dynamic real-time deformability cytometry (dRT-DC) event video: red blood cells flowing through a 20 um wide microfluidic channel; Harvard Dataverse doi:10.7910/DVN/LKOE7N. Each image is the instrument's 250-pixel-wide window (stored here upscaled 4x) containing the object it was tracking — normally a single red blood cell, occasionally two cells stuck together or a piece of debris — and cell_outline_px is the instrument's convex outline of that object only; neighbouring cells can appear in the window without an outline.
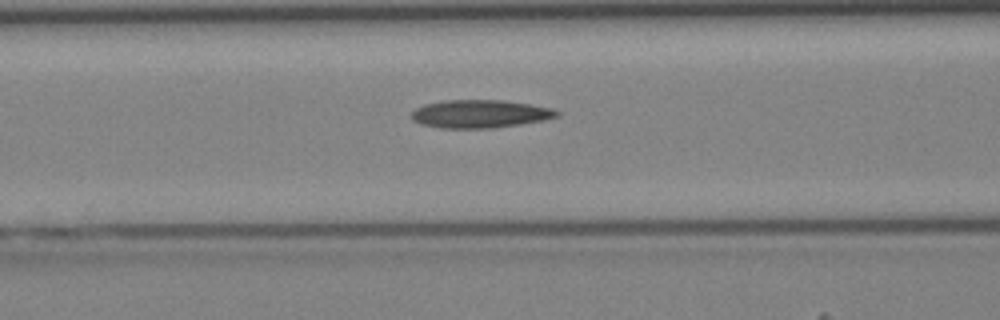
{"species": "Egyptian fruit bat (a non-hibernating species)", "species_latin": "Rousettus aegyptiacus", "temperature_condition": "cold", "stored_images_in_passage": 42, "camera_frame_rate_fps": 3000, "um_per_image_px": 0.085, "animal": {"sex": "female"}, "frame": {"image": 1, "passage_image": 17, "time_ms": 5.333, "image_size_px": [1000, 320], "cell_outline_px": [[560, 116], [544, 120], [520, 124], [492, 128], [440, 128], [420, 124], [412, 120], [412, 112], [416, 108], [424, 104], [440, 100], [504, 100], [552, 108], [560, 112]], "centroid_in_image_um": [40.78, 9.68], "position_along_channel_um": 125.8, "area_um2": 23.87}}
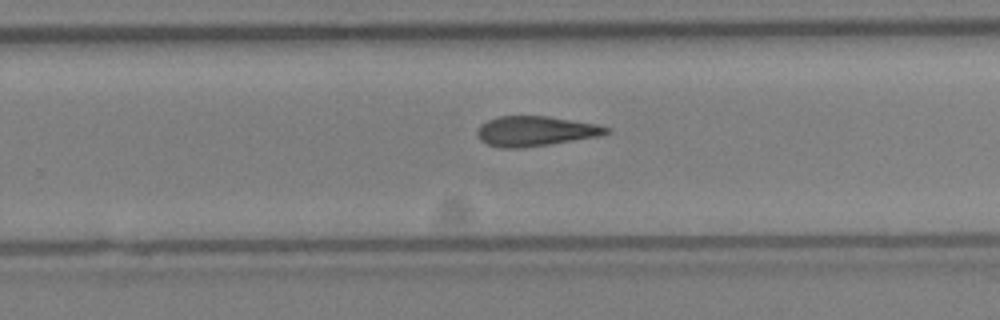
{"frame": {"image": 2, "passage_image": 27, "time_ms": 8.667, "image_size_px": [1000, 320], "cell_outline_px": [[612, 128], [608, 132], [600, 136], [524, 148], [500, 148], [488, 144], [480, 140], [476, 132], [480, 124], [496, 116], [548, 116], [600, 124]], "centroid_in_image_um": [45.52, 11.14], "position_along_channel_um": 284.3, "area_um2": 22.77}}
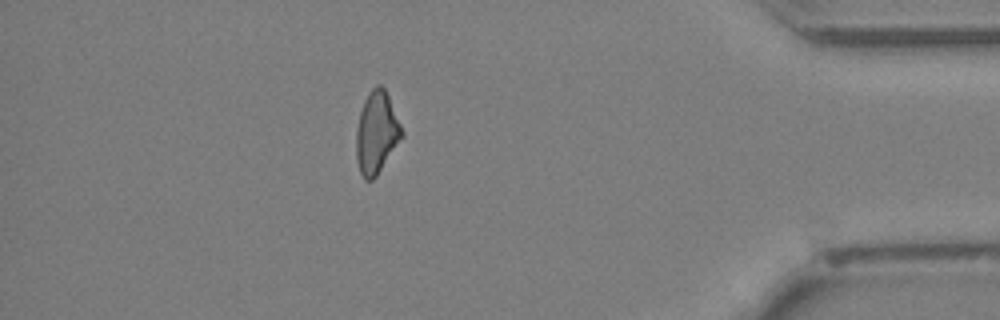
{"frame": {"image": 3, "passage_image": 37, "time_ms": 12.0, "image_size_px": [1000, 320], "cell_outline_px": [[404, 136], [376, 176], [372, 180], [364, 180], [360, 172], [356, 160], [356, 128], [360, 112], [364, 100], [368, 92], [376, 84], [380, 84], [384, 88], [388, 96], [404, 132]], "centroid_in_image_um": [32.0, 11.28], "position_along_channel_um": 403.2, "area_um2": 21.85}}